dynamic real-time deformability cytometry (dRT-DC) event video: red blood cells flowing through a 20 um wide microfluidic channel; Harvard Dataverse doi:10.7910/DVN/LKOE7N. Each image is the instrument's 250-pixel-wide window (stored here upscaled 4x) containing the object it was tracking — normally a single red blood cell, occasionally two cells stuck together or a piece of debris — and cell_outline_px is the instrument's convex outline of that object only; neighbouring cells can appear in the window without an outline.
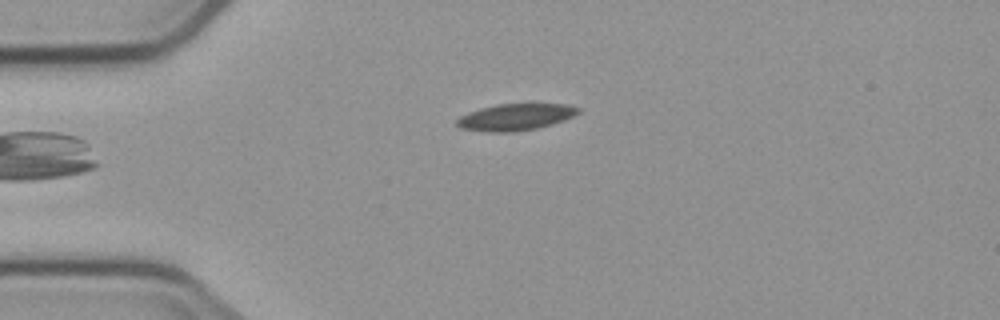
{"species": "common noctule bat (a hibernating species)", "species_latin": "Nyctalus noctula", "temperature_condition": "cold", "stored_images_in_passage": 4, "camera_frame_rate_fps": 3000, "um_per_image_px": 0.085, "animal": {"sex": "male", "body_mass_g": 23.1, "forearm_length_mm": 52.7}, "frame": {"image": 1, "passage_image": 4, "time_ms": 4.333, "image_size_px": [1000, 320], "cell_outline_px": [[580, 112], [564, 120], [552, 124], [536, 128], [512, 132], [488, 132], [460, 128], [456, 124], [456, 120], [460, 116], [468, 112], [480, 108], [496, 104], [568, 104], [580, 108]], "centroid_in_image_um": [43.8, 9.95], "position_along_channel_um": 41.2, "area_um2": 18.84}}